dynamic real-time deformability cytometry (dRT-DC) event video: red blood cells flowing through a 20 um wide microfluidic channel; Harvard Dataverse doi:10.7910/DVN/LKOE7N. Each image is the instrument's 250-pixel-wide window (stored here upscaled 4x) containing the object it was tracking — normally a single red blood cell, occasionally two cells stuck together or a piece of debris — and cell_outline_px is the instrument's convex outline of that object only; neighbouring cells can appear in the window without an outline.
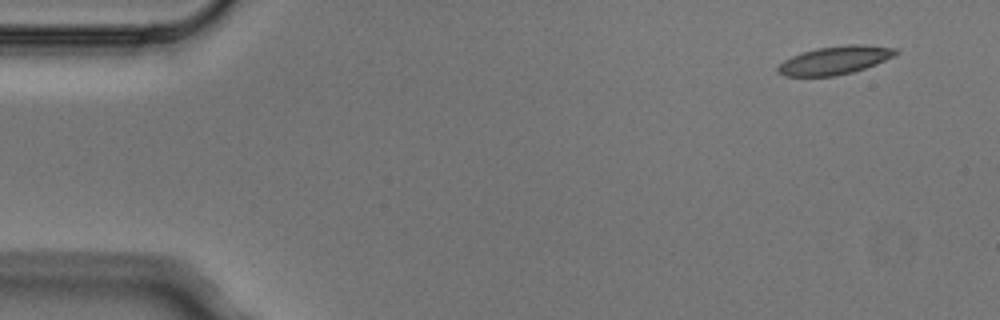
{"species": "Egyptian fruit bat (a non-hibernating species)", "species_latin": "Rousettus aegyptiacus", "temperature_condition": "cold", "stored_images_in_passage": 4, "camera_frame_rate_fps": 3000, "um_per_image_px": 0.085, "animal": {"sex": "male"}, "frame": {"image": 1, "passage_image": 1, "time_ms": 0.0, "image_size_px": [1000, 320], "cell_outline_px": [[900, 52], [876, 64], [852, 72], [836, 76], [784, 76], [776, 72], [776, 68], [784, 60], [792, 56], [816, 48], [848, 44], [864, 44], [896, 48]], "centroid_in_image_um": [70.95, 5.12], "position_along_channel_um": 14.0, "area_um2": 19.36}}
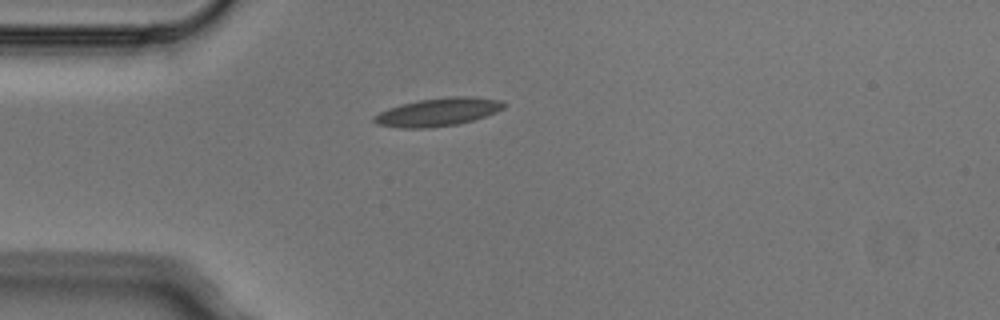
{"frame": {"image": 2, "passage_image": 4, "time_ms": 1.0, "image_size_px": [1000, 320], "cell_outline_px": [[508, 104], [504, 108], [496, 112], [472, 120], [456, 124], [428, 128], [400, 128], [376, 124], [372, 120], [372, 116], [388, 108], [400, 104], [420, 100], [452, 96], [476, 96], [500, 100]], "centroid_in_image_um": [37.22, 9.51], "position_along_channel_um": 47.8, "area_um2": 21.33}}